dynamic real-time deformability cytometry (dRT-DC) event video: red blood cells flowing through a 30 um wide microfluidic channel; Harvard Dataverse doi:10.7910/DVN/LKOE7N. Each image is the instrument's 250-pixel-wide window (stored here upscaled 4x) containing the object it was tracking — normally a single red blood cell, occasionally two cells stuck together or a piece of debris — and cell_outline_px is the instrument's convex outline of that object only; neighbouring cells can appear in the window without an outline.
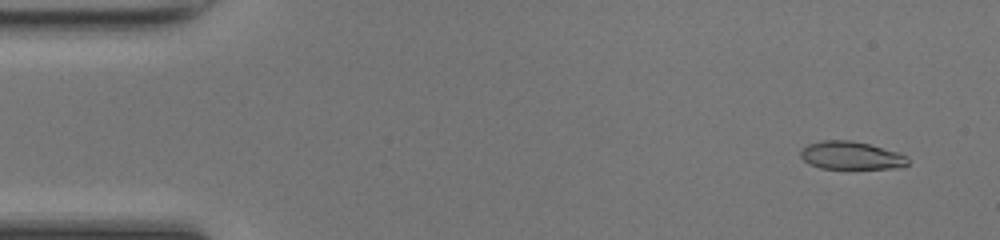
{"species": "common noctule bat (a hibernating species)", "species_latin": "Nyctalus noctula", "temperature_condition": "room temperature", "stored_images_in_passage": 48, "camera_frame_rate_fps": 3000, "um_per_image_px": 0.085, "animal": {"sex": "female", "body_mass_g": 17.0, "forearm_length_mm": 48.0}, "frame": {"image": 1, "passage_image": 4, "time_ms": 1.0, "image_size_px": [1000, 240], "cell_outline_px": [[904, 164], [880, 168], [828, 168], [816, 164], [820, 144], [864, 144], [876, 148], [884, 152]], "centroid_in_image_um": [72.57, 13.33], "position_along_channel_um": 12.4, "area_um2": 11.91}}
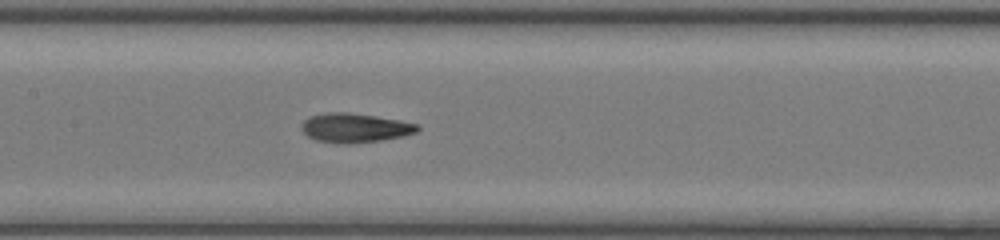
{"frame": {"image": 2, "passage_image": 24, "time_ms": 7.667, "image_size_px": [1000, 240], "cell_outline_px": [[416, 128], [408, 132], [392, 136], [364, 140], [332, 140], [316, 136], [308, 132], [304, 128], [308, 120], [320, 116], [364, 116], [412, 124]], "centroid_in_image_um": [30.19, 10.86], "position_along_channel_um": 177.2, "area_um2": 14.8}}
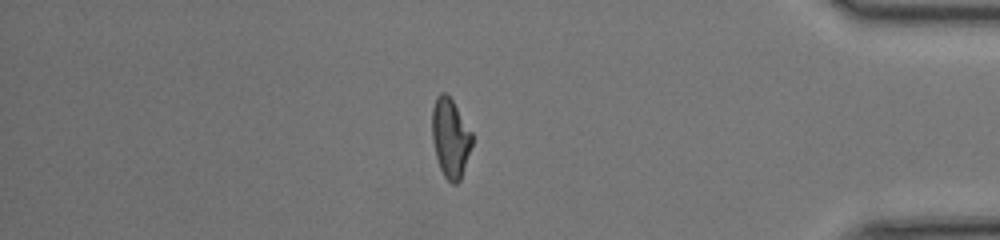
{"frame": {"image": 3, "passage_image": 42, "time_ms": 13.667, "image_size_px": [1000, 240], "cell_outline_px": [[472, 144], [460, 176], [456, 180], [452, 180], [444, 172], [440, 164], [436, 148], [432, 124], [432, 120], [436, 100], [440, 96], [448, 96], [472, 136]], "centroid_in_image_um": [38.3, 11.7], "position_along_channel_um": 396.9, "area_um2": 16.01}, "authors_computed_cell_mechanics": {"area_um2": 14.7101, "velocity_mm_per_s": 4.277, "shape_relaxation_time_tau1_ms": null, "shape_relaxation_time_tau2_ms": 2.7579, "deformation_change_tau1": null, "deformation_change_tau2": 0.1202}}